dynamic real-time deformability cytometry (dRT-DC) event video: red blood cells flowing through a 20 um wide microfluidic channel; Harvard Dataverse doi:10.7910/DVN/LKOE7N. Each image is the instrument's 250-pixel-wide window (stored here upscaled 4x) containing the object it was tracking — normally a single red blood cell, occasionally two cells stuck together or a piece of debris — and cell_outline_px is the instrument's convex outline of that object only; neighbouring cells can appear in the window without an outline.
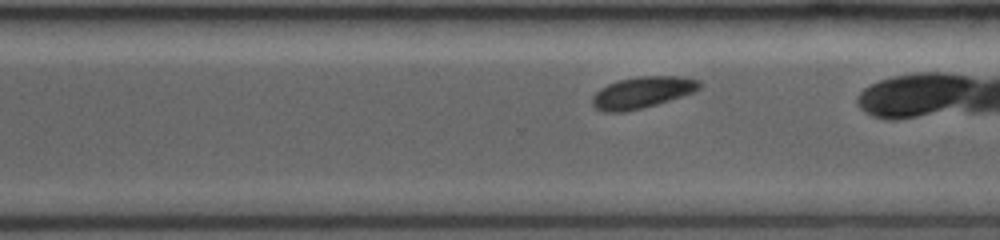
{"species": "common noctule bat (a hibernating species)", "species_latin": "Nyctalus noctula", "temperature_condition": "room temperature", "stored_images_in_passage": 36, "camera_frame_rate_fps": 3500, "um_per_image_px": 0.085, "animal": {"sex": "female", "body_mass_g": 19.0, "forearm_length_mm": 53.3}, "frame": {"image": 1, "passage_image": 26, "time_ms": 6.286, "image_size_px": [1000, 240], "cell_outline_px": [[700, 88], [692, 92], [656, 104], [624, 112], [604, 112], [596, 108], [592, 104], [592, 96], [600, 88], [608, 84], [620, 80], [640, 76], [676, 76], [700, 80]], "centroid_in_image_um": [54.55, 7.85], "position_along_channel_um": 316.1, "area_um2": 19.31}, "authors_computed_cell_mechanics": {"area_um2": 19.4497, "velocity_mm_per_s": 4.0444, "shape_relaxation_time_tau1_ms": 1.507, "shape_relaxation_time_tau2_ms": null, "deformation_change_tau1": 0.0465, "deformation_change_tau2": null}}